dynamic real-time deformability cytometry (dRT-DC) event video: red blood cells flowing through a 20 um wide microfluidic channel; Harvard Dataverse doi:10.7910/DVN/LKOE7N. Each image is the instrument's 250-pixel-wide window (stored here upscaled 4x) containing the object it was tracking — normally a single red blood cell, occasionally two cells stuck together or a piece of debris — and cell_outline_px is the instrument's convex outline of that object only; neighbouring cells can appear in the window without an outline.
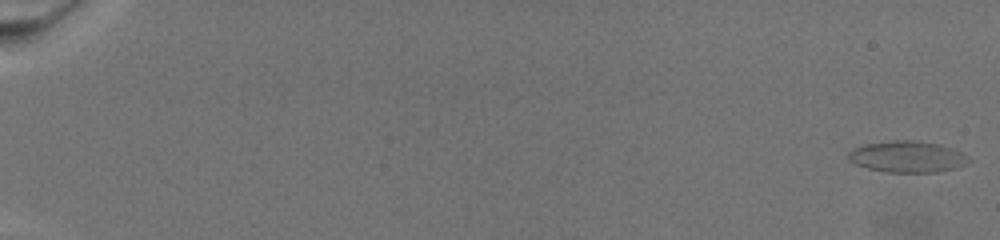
{"species": "common noctule bat (a hibernating species)", "species_latin": "Nyctalus noctula", "temperature_condition": "warm", "stored_images_in_passage": 74, "camera_frame_rate_fps": 3000, "um_per_image_px": 0.085, "animal": {"sex": "female", "body_mass_g": 19.5, "forearm_length_mm": 54.1}, "frame": {"image": 1, "passage_image": 1, "time_ms": 0.0, "image_size_px": [1000, 240], "cell_outline_px": [[972, 160], [956, 168], [936, 172], [884, 172], [868, 168], [856, 164], [848, 160], [848, 152], [852, 148], [864, 144], [892, 140], [916, 140], [940, 144], [960, 152]], "centroid_in_image_um": [77.08, 13.31], "position_along_channel_um": 7.9, "area_um2": 22.02}}
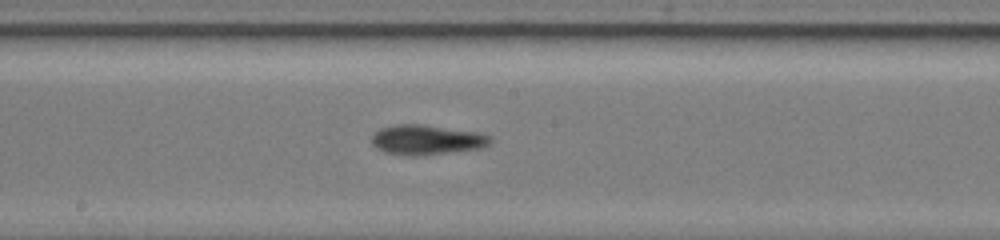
{"frame": {"image": 2, "passage_image": 44, "time_ms": 14.333, "image_size_px": [1000, 240], "cell_outline_px": [[492, 140], [488, 144], [480, 148], [424, 156], [408, 156], [384, 152], [376, 148], [372, 144], [372, 136], [380, 128], [396, 124], [424, 124], [476, 132], [492, 136]], "centroid_in_image_um": [36.25, 11.89], "position_along_channel_um": 212.0, "area_um2": 20.81}}
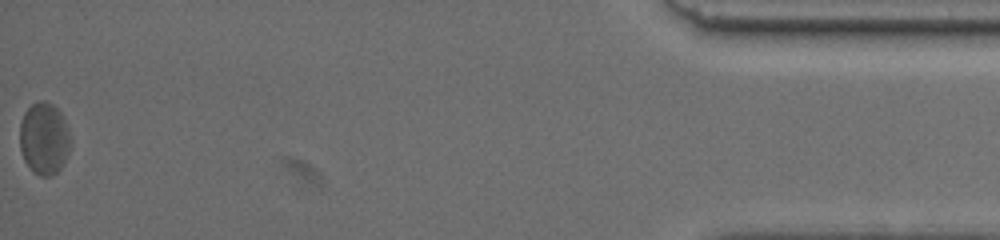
{"frame": {"image": 3, "passage_image": 74, "time_ms": 24.333, "image_size_px": [1000, 240], "cell_outline_px": [[72, 144], [64, 164], [52, 176], [40, 176], [32, 172], [24, 160], [20, 148], [20, 124], [24, 112], [36, 100], [44, 100], [52, 104], [60, 112], [72, 136]], "centroid_in_image_um": [3.77, 11.78], "position_along_channel_um": 431.4, "area_um2": 21.73}}